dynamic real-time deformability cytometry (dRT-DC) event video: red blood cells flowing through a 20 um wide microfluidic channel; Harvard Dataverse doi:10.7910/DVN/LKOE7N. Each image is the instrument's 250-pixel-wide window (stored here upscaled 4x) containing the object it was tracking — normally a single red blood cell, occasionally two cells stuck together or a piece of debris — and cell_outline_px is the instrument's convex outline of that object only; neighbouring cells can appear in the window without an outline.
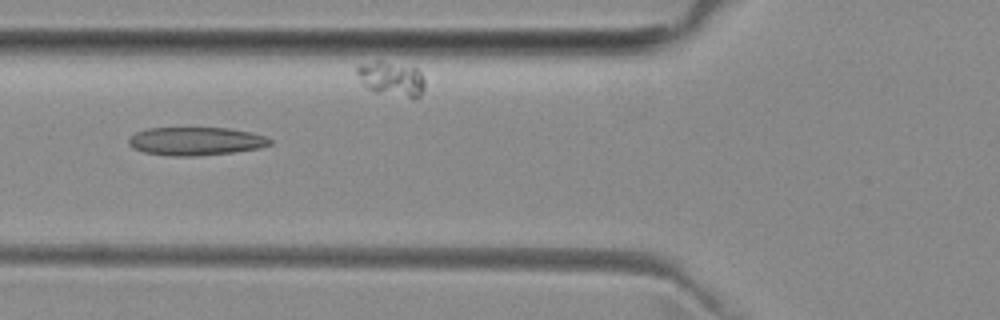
{"species": "common noctule bat (a hibernating species)", "species_latin": "Nyctalus noctula", "temperature_condition": "room temperature", "stored_images_in_passage": 7, "segment_of_instrument_passage": [1, 2], "camera_frame_rate_fps": 3000, "um_per_image_px": 0.085, "animal": {"sex": "female", "body_mass_g": 29.2, "forearm_length_mm": 56.3}, "frame": {"image": 1, "passage_image": 6, "time_ms": 5.667, "image_size_px": [1000, 320], "cell_outline_px": [[272, 144], [260, 148], [232, 152], [196, 156], [172, 156], [144, 152], [132, 148], [128, 144], [128, 140], [136, 132], [148, 128], [228, 128], [252, 132], [264, 136], [272, 140]], "centroid_in_image_um": [16.65, 12.0], "position_along_channel_um": 109.2, "area_um2": 23.24}}